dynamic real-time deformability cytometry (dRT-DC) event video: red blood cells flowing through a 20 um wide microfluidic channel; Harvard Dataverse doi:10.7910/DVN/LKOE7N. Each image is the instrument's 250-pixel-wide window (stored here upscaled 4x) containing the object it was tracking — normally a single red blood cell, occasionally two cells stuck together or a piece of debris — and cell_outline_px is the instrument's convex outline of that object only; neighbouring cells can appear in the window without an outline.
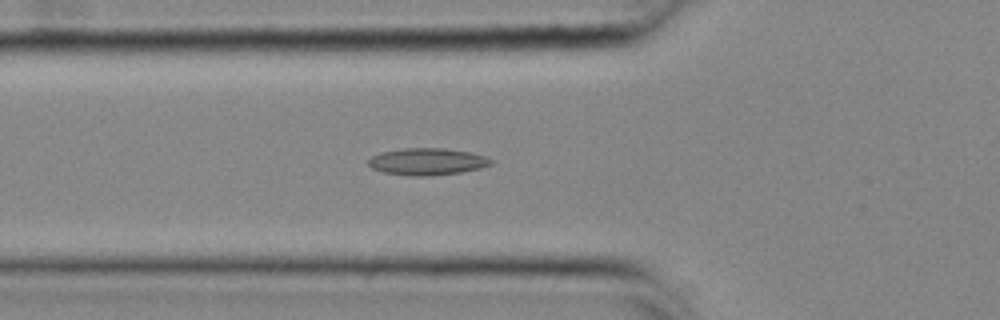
{"species": "common noctule bat (a hibernating species)", "species_latin": "Nyctalus noctula", "temperature_condition": "cold", "stored_images_in_passage": 53, "camera_frame_rate_fps": 3000, "um_per_image_px": 0.085, "animal": {"sex": "female", "body_mass_g": 25.1}, "frame": {"image": 1, "passage_image": 18, "time_ms": 5.667, "image_size_px": [1000, 320], "cell_outline_px": [[496, 160], [492, 164], [480, 168], [460, 172], [432, 176], [408, 176], [384, 172], [372, 168], [368, 164], [368, 160], [372, 156], [380, 152], [404, 148], [444, 148], [468, 152], [484, 156]], "centroid_in_image_um": [36.31, 13.74], "position_along_channel_um": 89.5, "area_um2": 19.31}}
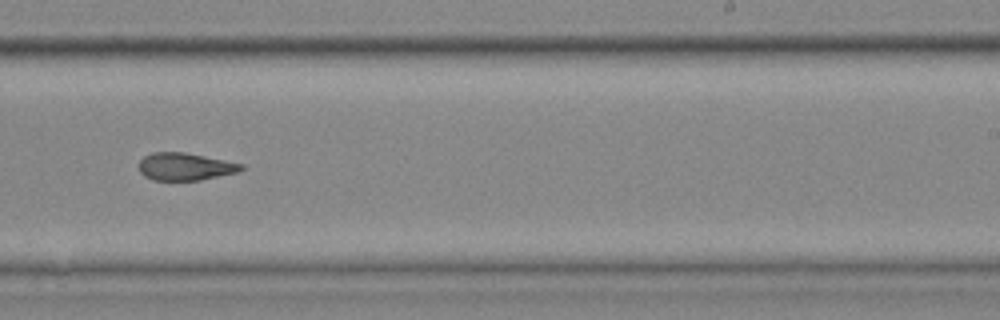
{"frame": {"image": 2, "passage_image": 33, "time_ms": 10.667, "image_size_px": [1000, 320], "cell_outline_px": [[244, 168], [240, 172], [200, 180], [152, 180], [144, 176], [140, 172], [140, 160], [144, 156], [152, 152], [184, 152], [244, 164]], "centroid_in_image_um": [15.75, 14.16], "position_along_channel_um": 273.2, "area_um2": 16.42}}
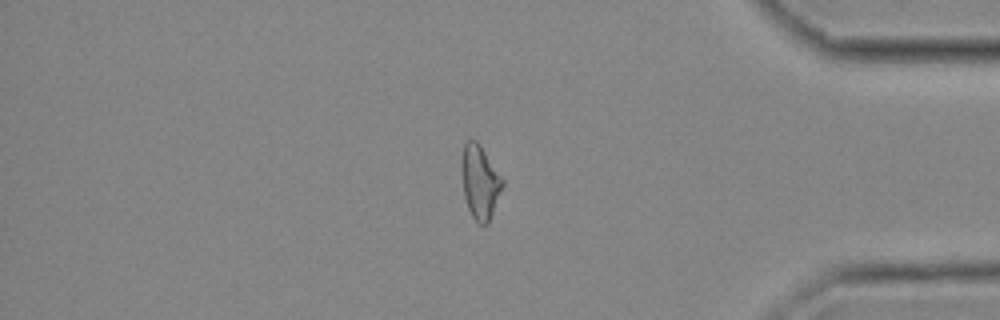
{"frame": {"image": 3, "passage_image": 45, "time_ms": 14.667, "image_size_px": [1000, 320], "cell_outline_px": [[504, 184], [488, 224], [480, 224], [472, 216], [468, 208], [464, 196], [460, 168], [460, 160], [464, 144], [468, 140], [476, 140], [480, 144], [504, 180]], "centroid_in_image_um": [40.78, 15.44], "position_along_channel_um": 394.4, "area_um2": 17.69}, "authors_computed_cell_mechanics": {"area_um2": 18.0914, "velocity_mm_per_s": 3.6765, "shape_relaxation_time_tau1_ms": null, "shape_relaxation_time_tau2_ms": 3.2092, "deformation_change_tau1": null, "deformation_change_tau2": 0.0959}}